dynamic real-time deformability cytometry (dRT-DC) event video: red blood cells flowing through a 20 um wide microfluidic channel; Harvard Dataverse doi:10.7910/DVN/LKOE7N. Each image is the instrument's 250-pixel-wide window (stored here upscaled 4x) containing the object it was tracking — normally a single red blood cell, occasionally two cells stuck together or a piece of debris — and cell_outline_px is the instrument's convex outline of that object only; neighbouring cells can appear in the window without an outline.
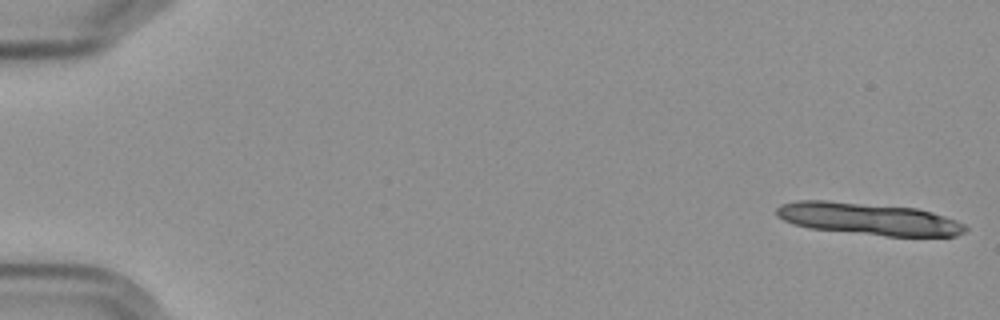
{"species": "Egyptian fruit bat (a non-hibernating species)", "species_latin": "Rousettus aegyptiacus", "temperature_condition": "cold", "stored_images_in_passage": 6, "camera_frame_rate_fps": 3000, "um_per_image_px": 0.085, "frame": {"image": 1, "passage_image": 1, "time_ms": 0.0, "image_size_px": [1000, 320], "cell_outline_px": [[968, 228], [964, 232], [956, 236], [884, 236], [808, 228], [784, 220], [776, 216], [776, 208], [780, 204], [796, 200], [824, 200], [916, 208], [932, 212], [956, 220], [964, 224]], "centroid_in_image_um": [73.81, 18.6], "position_along_channel_um": 11.2, "area_um2": 35.32}}